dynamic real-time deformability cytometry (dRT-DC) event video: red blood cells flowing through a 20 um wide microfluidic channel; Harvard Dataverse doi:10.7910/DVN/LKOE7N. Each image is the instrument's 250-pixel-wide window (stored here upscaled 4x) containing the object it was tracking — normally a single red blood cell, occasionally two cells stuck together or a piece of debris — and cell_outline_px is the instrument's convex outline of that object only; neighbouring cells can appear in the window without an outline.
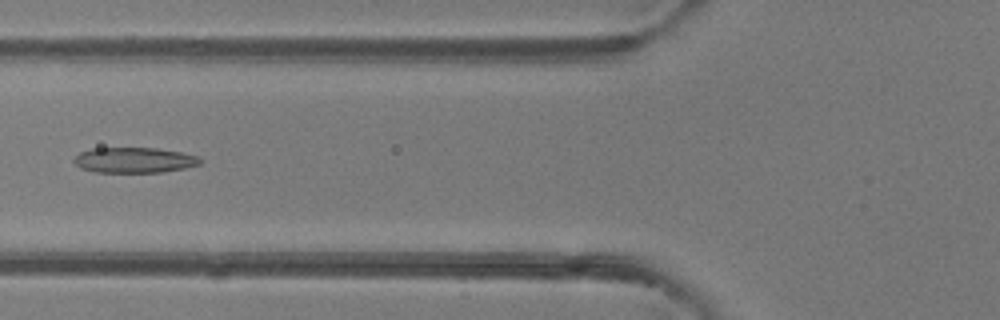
{"species": "common noctule bat (a hibernating species)", "species_latin": "Nyctalus noctula", "temperature_condition": "room temperature", "stored_images_in_passage": 49, "camera_frame_rate_fps": 3000, "um_per_image_px": 0.085, "animal": {"sex": "female"}, "frame": {"image": 1, "passage_image": 19, "time_ms": 6.0, "image_size_px": [1000, 320], "cell_outline_px": [[200, 164], [184, 168], [164, 172], [92, 172], [80, 168], [72, 160], [80, 152], [92, 148], [156, 148], [180, 152], [200, 156]], "centroid_in_image_um": [11.39, 13.61], "position_along_channel_um": 114.4, "area_um2": 18.73}}
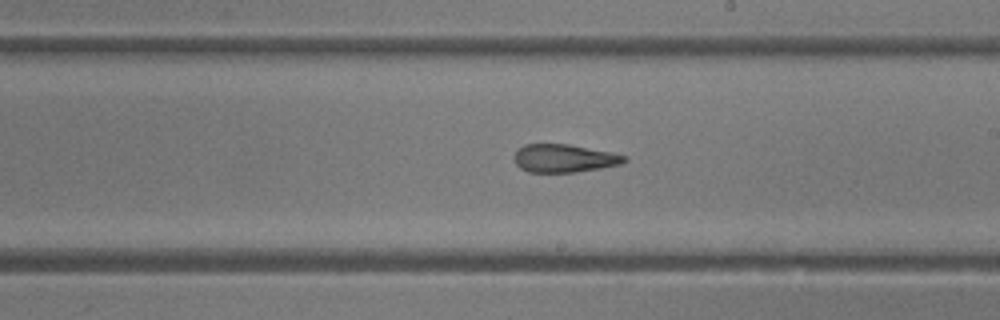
{"frame": {"image": 2, "passage_image": 28, "time_ms": 9.0, "image_size_px": [1000, 320], "cell_outline_px": [[628, 160], [620, 164], [600, 168], [576, 172], [528, 172], [520, 168], [516, 164], [512, 156], [524, 144], [568, 144], [612, 152], [628, 156]], "centroid_in_image_um": [47.95, 13.45], "position_along_channel_um": 241.0, "area_um2": 18.09}}
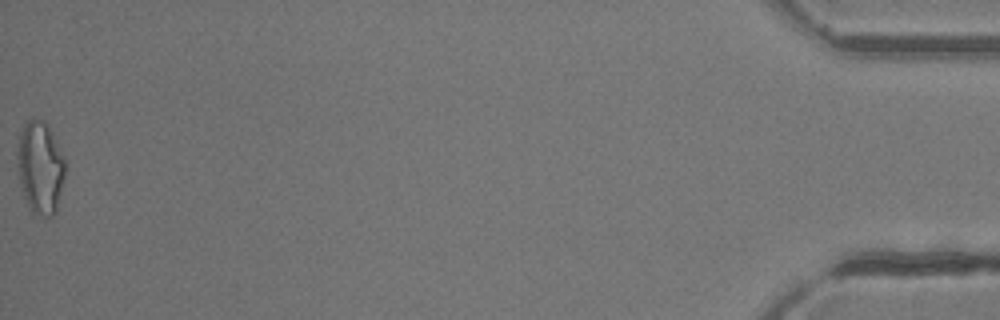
{"frame": {"image": 3, "passage_image": 49, "time_ms": 16.0, "image_size_px": [1000, 320], "cell_outline_px": [[64, 176], [56, 212], [52, 216], [40, 216], [32, 212], [24, 196], [20, 184], [16, 164], [16, 152], [20, 132], [24, 124], [32, 116], [44, 120], [48, 124], [64, 156]], "centroid_in_image_um": [3.39, 14.19], "position_along_channel_um": 431.8, "area_um2": 26.13}, "authors_computed_cell_mechanics": {"area_um2": 20.3456, "velocity_mm_per_s": 4.2144, "shape_relaxation_time_tau1_ms": 9.8378, "shape_relaxation_time_tau2_ms": 1.9404, "deformation_change_tau1": 0.2752, "deformation_change_tau2": 0.1128}}